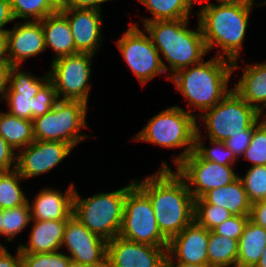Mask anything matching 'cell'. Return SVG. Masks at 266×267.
Here are the masks:
<instances>
[{
    "instance_id": "cell-1",
    "label": "cell",
    "mask_w": 266,
    "mask_h": 267,
    "mask_svg": "<svg viewBox=\"0 0 266 267\" xmlns=\"http://www.w3.org/2000/svg\"><path fill=\"white\" fill-rule=\"evenodd\" d=\"M167 165L135 184L149 197L158 228L170 241L194 220V198L186 181Z\"/></svg>"
},
{
    "instance_id": "cell-2",
    "label": "cell",
    "mask_w": 266,
    "mask_h": 267,
    "mask_svg": "<svg viewBox=\"0 0 266 267\" xmlns=\"http://www.w3.org/2000/svg\"><path fill=\"white\" fill-rule=\"evenodd\" d=\"M232 66V61L226 60L218 52L215 58L207 62L202 60L192 68L179 70L168 78L189 100V105H194L195 110L205 111L213 108L232 90L228 89Z\"/></svg>"
},
{
    "instance_id": "cell-3",
    "label": "cell",
    "mask_w": 266,
    "mask_h": 267,
    "mask_svg": "<svg viewBox=\"0 0 266 267\" xmlns=\"http://www.w3.org/2000/svg\"><path fill=\"white\" fill-rule=\"evenodd\" d=\"M252 6L207 3L197 14L207 50H211L216 45L221 47L227 59L232 61L233 70L238 69L237 59Z\"/></svg>"
},
{
    "instance_id": "cell-4",
    "label": "cell",
    "mask_w": 266,
    "mask_h": 267,
    "mask_svg": "<svg viewBox=\"0 0 266 267\" xmlns=\"http://www.w3.org/2000/svg\"><path fill=\"white\" fill-rule=\"evenodd\" d=\"M189 18L165 21H151L144 24L153 45L169 62V69L175 74L179 70L198 64L208 52L202 31L187 28Z\"/></svg>"
},
{
    "instance_id": "cell-5",
    "label": "cell",
    "mask_w": 266,
    "mask_h": 267,
    "mask_svg": "<svg viewBox=\"0 0 266 267\" xmlns=\"http://www.w3.org/2000/svg\"><path fill=\"white\" fill-rule=\"evenodd\" d=\"M135 184L110 193H100L87 199H81L75 190L73 198V216L97 236L107 242L119 236L127 191Z\"/></svg>"
},
{
    "instance_id": "cell-6",
    "label": "cell",
    "mask_w": 266,
    "mask_h": 267,
    "mask_svg": "<svg viewBox=\"0 0 266 267\" xmlns=\"http://www.w3.org/2000/svg\"><path fill=\"white\" fill-rule=\"evenodd\" d=\"M196 118L191 112L178 106L167 108L152 117L135 139L168 148L186 146L181 155L174 160L177 166L194 150L198 128Z\"/></svg>"
},
{
    "instance_id": "cell-7",
    "label": "cell",
    "mask_w": 266,
    "mask_h": 267,
    "mask_svg": "<svg viewBox=\"0 0 266 267\" xmlns=\"http://www.w3.org/2000/svg\"><path fill=\"white\" fill-rule=\"evenodd\" d=\"M200 116L208 129L209 139L225 142L237 134H253L254 125L262 114L232 89Z\"/></svg>"
},
{
    "instance_id": "cell-8",
    "label": "cell",
    "mask_w": 266,
    "mask_h": 267,
    "mask_svg": "<svg viewBox=\"0 0 266 267\" xmlns=\"http://www.w3.org/2000/svg\"><path fill=\"white\" fill-rule=\"evenodd\" d=\"M87 103L79 100L59 99L46 114L32 120L35 140L59 141L73 148L85 138L79 134L86 127Z\"/></svg>"
},
{
    "instance_id": "cell-9",
    "label": "cell",
    "mask_w": 266,
    "mask_h": 267,
    "mask_svg": "<svg viewBox=\"0 0 266 267\" xmlns=\"http://www.w3.org/2000/svg\"><path fill=\"white\" fill-rule=\"evenodd\" d=\"M119 236L155 247H168L169 245V241L158 228L149 197L136 184L126 194Z\"/></svg>"
},
{
    "instance_id": "cell-10",
    "label": "cell",
    "mask_w": 266,
    "mask_h": 267,
    "mask_svg": "<svg viewBox=\"0 0 266 267\" xmlns=\"http://www.w3.org/2000/svg\"><path fill=\"white\" fill-rule=\"evenodd\" d=\"M117 45L142 85L162 72L168 73L169 69L150 36H146L135 24L128 28L122 38H119Z\"/></svg>"
},
{
    "instance_id": "cell-11",
    "label": "cell",
    "mask_w": 266,
    "mask_h": 267,
    "mask_svg": "<svg viewBox=\"0 0 266 267\" xmlns=\"http://www.w3.org/2000/svg\"><path fill=\"white\" fill-rule=\"evenodd\" d=\"M93 56L90 53H76L58 59L54 58L49 75L58 99L62 94L61 100L88 102L90 86L87 82L90 78Z\"/></svg>"
},
{
    "instance_id": "cell-12",
    "label": "cell",
    "mask_w": 266,
    "mask_h": 267,
    "mask_svg": "<svg viewBox=\"0 0 266 267\" xmlns=\"http://www.w3.org/2000/svg\"><path fill=\"white\" fill-rule=\"evenodd\" d=\"M176 170L188 184L194 200L212 189L232 183L239 177L234 173L232 165H219L204 160L194 150L177 165ZM189 183L195 189L191 190Z\"/></svg>"
},
{
    "instance_id": "cell-13",
    "label": "cell",
    "mask_w": 266,
    "mask_h": 267,
    "mask_svg": "<svg viewBox=\"0 0 266 267\" xmlns=\"http://www.w3.org/2000/svg\"><path fill=\"white\" fill-rule=\"evenodd\" d=\"M63 245L68 247L74 264L98 267L107 261V241L91 232L73 215L67 220Z\"/></svg>"
},
{
    "instance_id": "cell-14",
    "label": "cell",
    "mask_w": 266,
    "mask_h": 267,
    "mask_svg": "<svg viewBox=\"0 0 266 267\" xmlns=\"http://www.w3.org/2000/svg\"><path fill=\"white\" fill-rule=\"evenodd\" d=\"M167 249L116 236L107 242V262L112 267H165Z\"/></svg>"
},
{
    "instance_id": "cell-15",
    "label": "cell",
    "mask_w": 266,
    "mask_h": 267,
    "mask_svg": "<svg viewBox=\"0 0 266 267\" xmlns=\"http://www.w3.org/2000/svg\"><path fill=\"white\" fill-rule=\"evenodd\" d=\"M16 156V170L23 179L51 170L70 154L73 147L59 141L34 140Z\"/></svg>"
},
{
    "instance_id": "cell-16",
    "label": "cell",
    "mask_w": 266,
    "mask_h": 267,
    "mask_svg": "<svg viewBox=\"0 0 266 267\" xmlns=\"http://www.w3.org/2000/svg\"><path fill=\"white\" fill-rule=\"evenodd\" d=\"M208 239L209 230L193 220L169 241L167 262L209 265Z\"/></svg>"
},
{
    "instance_id": "cell-17",
    "label": "cell",
    "mask_w": 266,
    "mask_h": 267,
    "mask_svg": "<svg viewBox=\"0 0 266 267\" xmlns=\"http://www.w3.org/2000/svg\"><path fill=\"white\" fill-rule=\"evenodd\" d=\"M46 76L34 77L25 71H18V66H12L9 75V89L5 97L10 106L9 113L11 115L32 120L33 97L50 79L49 74Z\"/></svg>"
},
{
    "instance_id": "cell-18",
    "label": "cell",
    "mask_w": 266,
    "mask_h": 267,
    "mask_svg": "<svg viewBox=\"0 0 266 267\" xmlns=\"http://www.w3.org/2000/svg\"><path fill=\"white\" fill-rule=\"evenodd\" d=\"M68 20L76 50L93 54L100 46L102 18L97 9L63 8L59 10Z\"/></svg>"
},
{
    "instance_id": "cell-19",
    "label": "cell",
    "mask_w": 266,
    "mask_h": 267,
    "mask_svg": "<svg viewBox=\"0 0 266 267\" xmlns=\"http://www.w3.org/2000/svg\"><path fill=\"white\" fill-rule=\"evenodd\" d=\"M7 38L9 63L12 66H20L28 57L46 50L41 21L17 23L13 30L7 31Z\"/></svg>"
},
{
    "instance_id": "cell-20",
    "label": "cell",
    "mask_w": 266,
    "mask_h": 267,
    "mask_svg": "<svg viewBox=\"0 0 266 267\" xmlns=\"http://www.w3.org/2000/svg\"><path fill=\"white\" fill-rule=\"evenodd\" d=\"M75 188L72 184L65 195L59 190L43 189L30 207L31 220H68L73 215Z\"/></svg>"
},
{
    "instance_id": "cell-21",
    "label": "cell",
    "mask_w": 266,
    "mask_h": 267,
    "mask_svg": "<svg viewBox=\"0 0 266 267\" xmlns=\"http://www.w3.org/2000/svg\"><path fill=\"white\" fill-rule=\"evenodd\" d=\"M34 222L29 244L19 245L21 253H50L62 246L67 220H31Z\"/></svg>"
},
{
    "instance_id": "cell-22",
    "label": "cell",
    "mask_w": 266,
    "mask_h": 267,
    "mask_svg": "<svg viewBox=\"0 0 266 267\" xmlns=\"http://www.w3.org/2000/svg\"><path fill=\"white\" fill-rule=\"evenodd\" d=\"M46 49L50 46L56 52V59L79 53L67 18L60 12L41 20Z\"/></svg>"
},
{
    "instance_id": "cell-23",
    "label": "cell",
    "mask_w": 266,
    "mask_h": 267,
    "mask_svg": "<svg viewBox=\"0 0 266 267\" xmlns=\"http://www.w3.org/2000/svg\"><path fill=\"white\" fill-rule=\"evenodd\" d=\"M201 199L207 204L224 207L233 216L249 215L252 205L240 177L230 184L206 192Z\"/></svg>"
},
{
    "instance_id": "cell-24",
    "label": "cell",
    "mask_w": 266,
    "mask_h": 267,
    "mask_svg": "<svg viewBox=\"0 0 266 267\" xmlns=\"http://www.w3.org/2000/svg\"><path fill=\"white\" fill-rule=\"evenodd\" d=\"M233 90L249 105L263 114V109L266 106V63L246 66L243 76ZM259 103H263V106Z\"/></svg>"
},
{
    "instance_id": "cell-25",
    "label": "cell",
    "mask_w": 266,
    "mask_h": 267,
    "mask_svg": "<svg viewBox=\"0 0 266 267\" xmlns=\"http://www.w3.org/2000/svg\"><path fill=\"white\" fill-rule=\"evenodd\" d=\"M266 247V229L248 220L238 241L237 267H255Z\"/></svg>"
},
{
    "instance_id": "cell-26",
    "label": "cell",
    "mask_w": 266,
    "mask_h": 267,
    "mask_svg": "<svg viewBox=\"0 0 266 267\" xmlns=\"http://www.w3.org/2000/svg\"><path fill=\"white\" fill-rule=\"evenodd\" d=\"M0 135L13 150L25 148L35 140L33 122L13 116L9 112L0 113Z\"/></svg>"
},
{
    "instance_id": "cell-27",
    "label": "cell",
    "mask_w": 266,
    "mask_h": 267,
    "mask_svg": "<svg viewBox=\"0 0 266 267\" xmlns=\"http://www.w3.org/2000/svg\"><path fill=\"white\" fill-rule=\"evenodd\" d=\"M208 261L211 267H237L238 240L209 231Z\"/></svg>"
},
{
    "instance_id": "cell-28",
    "label": "cell",
    "mask_w": 266,
    "mask_h": 267,
    "mask_svg": "<svg viewBox=\"0 0 266 267\" xmlns=\"http://www.w3.org/2000/svg\"><path fill=\"white\" fill-rule=\"evenodd\" d=\"M154 15L143 23L189 18L194 0H138Z\"/></svg>"
},
{
    "instance_id": "cell-29",
    "label": "cell",
    "mask_w": 266,
    "mask_h": 267,
    "mask_svg": "<svg viewBox=\"0 0 266 267\" xmlns=\"http://www.w3.org/2000/svg\"><path fill=\"white\" fill-rule=\"evenodd\" d=\"M23 180L16 169L0 172V208L11 209L24 205L28 199L21 191L19 182Z\"/></svg>"
},
{
    "instance_id": "cell-30",
    "label": "cell",
    "mask_w": 266,
    "mask_h": 267,
    "mask_svg": "<svg viewBox=\"0 0 266 267\" xmlns=\"http://www.w3.org/2000/svg\"><path fill=\"white\" fill-rule=\"evenodd\" d=\"M14 20L32 17V21H41L59 11L50 0H9Z\"/></svg>"
},
{
    "instance_id": "cell-31",
    "label": "cell",
    "mask_w": 266,
    "mask_h": 267,
    "mask_svg": "<svg viewBox=\"0 0 266 267\" xmlns=\"http://www.w3.org/2000/svg\"><path fill=\"white\" fill-rule=\"evenodd\" d=\"M231 216L230 211L224 207L207 204L201 198L194 200V220L209 231Z\"/></svg>"
},
{
    "instance_id": "cell-32",
    "label": "cell",
    "mask_w": 266,
    "mask_h": 267,
    "mask_svg": "<svg viewBox=\"0 0 266 267\" xmlns=\"http://www.w3.org/2000/svg\"><path fill=\"white\" fill-rule=\"evenodd\" d=\"M200 128H197L194 151L204 160L218 163L219 165H232L237 159L234 153L226 147L225 142L211 140V148H205ZM214 147V148H213ZM217 147V148H216ZM222 148V149H221ZM222 150V151H221Z\"/></svg>"
},
{
    "instance_id": "cell-33",
    "label": "cell",
    "mask_w": 266,
    "mask_h": 267,
    "mask_svg": "<svg viewBox=\"0 0 266 267\" xmlns=\"http://www.w3.org/2000/svg\"><path fill=\"white\" fill-rule=\"evenodd\" d=\"M29 200L21 206L11 209H3V235L9 236L7 241H11L19 232H21L31 221Z\"/></svg>"
},
{
    "instance_id": "cell-34",
    "label": "cell",
    "mask_w": 266,
    "mask_h": 267,
    "mask_svg": "<svg viewBox=\"0 0 266 267\" xmlns=\"http://www.w3.org/2000/svg\"><path fill=\"white\" fill-rule=\"evenodd\" d=\"M240 179L251 204L266 200V165L252 166Z\"/></svg>"
},
{
    "instance_id": "cell-35",
    "label": "cell",
    "mask_w": 266,
    "mask_h": 267,
    "mask_svg": "<svg viewBox=\"0 0 266 267\" xmlns=\"http://www.w3.org/2000/svg\"><path fill=\"white\" fill-rule=\"evenodd\" d=\"M243 156L253 163L252 166L266 165V116L254 125L251 142Z\"/></svg>"
},
{
    "instance_id": "cell-36",
    "label": "cell",
    "mask_w": 266,
    "mask_h": 267,
    "mask_svg": "<svg viewBox=\"0 0 266 267\" xmlns=\"http://www.w3.org/2000/svg\"><path fill=\"white\" fill-rule=\"evenodd\" d=\"M22 267H70L72 260L61 252L21 253Z\"/></svg>"
},
{
    "instance_id": "cell-37",
    "label": "cell",
    "mask_w": 266,
    "mask_h": 267,
    "mask_svg": "<svg viewBox=\"0 0 266 267\" xmlns=\"http://www.w3.org/2000/svg\"><path fill=\"white\" fill-rule=\"evenodd\" d=\"M58 100L54 84L49 79L33 97L32 120L49 112Z\"/></svg>"
},
{
    "instance_id": "cell-38",
    "label": "cell",
    "mask_w": 266,
    "mask_h": 267,
    "mask_svg": "<svg viewBox=\"0 0 266 267\" xmlns=\"http://www.w3.org/2000/svg\"><path fill=\"white\" fill-rule=\"evenodd\" d=\"M248 220L249 215H232L229 219L214 227L211 231L215 234L226 236L239 241Z\"/></svg>"
},
{
    "instance_id": "cell-39",
    "label": "cell",
    "mask_w": 266,
    "mask_h": 267,
    "mask_svg": "<svg viewBox=\"0 0 266 267\" xmlns=\"http://www.w3.org/2000/svg\"><path fill=\"white\" fill-rule=\"evenodd\" d=\"M12 147L0 135V172L16 169V154ZM12 162L14 165H12ZM13 166V167H12ZM13 168V169H11Z\"/></svg>"
},
{
    "instance_id": "cell-40",
    "label": "cell",
    "mask_w": 266,
    "mask_h": 267,
    "mask_svg": "<svg viewBox=\"0 0 266 267\" xmlns=\"http://www.w3.org/2000/svg\"><path fill=\"white\" fill-rule=\"evenodd\" d=\"M252 134H237L225 141L226 147L229 148L236 158L239 154L243 155L251 142Z\"/></svg>"
},
{
    "instance_id": "cell-41",
    "label": "cell",
    "mask_w": 266,
    "mask_h": 267,
    "mask_svg": "<svg viewBox=\"0 0 266 267\" xmlns=\"http://www.w3.org/2000/svg\"><path fill=\"white\" fill-rule=\"evenodd\" d=\"M249 220L266 229V200L251 205Z\"/></svg>"
},
{
    "instance_id": "cell-42",
    "label": "cell",
    "mask_w": 266,
    "mask_h": 267,
    "mask_svg": "<svg viewBox=\"0 0 266 267\" xmlns=\"http://www.w3.org/2000/svg\"><path fill=\"white\" fill-rule=\"evenodd\" d=\"M17 251L14 257L7 251L6 246L0 244V267H22L20 248Z\"/></svg>"
},
{
    "instance_id": "cell-43",
    "label": "cell",
    "mask_w": 266,
    "mask_h": 267,
    "mask_svg": "<svg viewBox=\"0 0 266 267\" xmlns=\"http://www.w3.org/2000/svg\"><path fill=\"white\" fill-rule=\"evenodd\" d=\"M109 0H68L64 8L78 9H97L100 10V4Z\"/></svg>"
},
{
    "instance_id": "cell-44",
    "label": "cell",
    "mask_w": 266,
    "mask_h": 267,
    "mask_svg": "<svg viewBox=\"0 0 266 267\" xmlns=\"http://www.w3.org/2000/svg\"><path fill=\"white\" fill-rule=\"evenodd\" d=\"M12 65L9 62H0V94L2 98L5 99L6 93L8 91L7 85H9V75Z\"/></svg>"
},
{
    "instance_id": "cell-45",
    "label": "cell",
    "mask_w": 266,
    "mask_h": 267,
    "mask_svg": "<svg viewBox=\"0 0 266 267\" xmlns=\"http://www.w3.org/2000/svg\"><path fill=\"white\" fill-rule=\"evenodd\" d=\"M13 20L9 0H0V32H7L3 26Z\"/></svg>"
},
{
    "instance_id": "cell-46",
    "label": "cell",
    "mask_w": 266,
    "mask_h": 267,
    "mask_svg": "<svg viewBox=\"0 0 266 267\" xmlns=\"http://www.w3.org/2000/svg\"><path fill=\"white\" fill-rule=\"evenodd\" d=\"M7 32H0V62H9ZM7 56H6V55Z\"/></svg>"
},
{
    "instance_id": "cell-47",
    "label": "cell",
    "mask_w": 266,
    "mask_h": 267,
    "mask_svg": "<svg viewBox=\"0 0 266 267\" xmlns=\"http://www.w3.org/2000/svg\"><path fill=\"white\" fill-rule=\"evenodd\" d=\"M254 0H218L219 4L225 5H253Z\"/></svg>"
},
{
    "instance_id": "cell-48",
    "label": "cell",
    "mask_w": 266,
    "mask_h": 267,
    "mask_svg": "<svg viewBox=\"0 0 266 267\" xmlns=\"http://www.w3.org/2000/svg\"><path fill=\"white\" fill-rule=\"evenodd\" d=\"M175 262H167L168 267H211L209 265L202 264H188V263H175Z\"/></svg>"
},
{
    "instance_id": "cell-49",
    "label": "cell",
    "mask_w": 266,
    "mask_h": 267,
    "mask_svg": "<svg viewBox=\"0 0 266 267\" xmlns=\"http://www.w3.org/2000/svg\"><path fill=\"white\" fill-rule=\"evenodd\" d=\"M50 1L58 10L63 9L68 2V0H50Z\"/></svg>"
},
{
    "instance_id": "cell-50",
    "label": "cell",
    "mask_w": 266,
    "mask_h": 267,
    "mask_svg": "<svg viewBox=\"0 0 266 267\" xmlns=\"http://www.w3.org/2000/svg\"><path fill=\"white\" fill-rule=\"evenodd\" d=\"M255 267H266V247L262 251L261 257Z\"/></svg>"
},
{
    "instance_id": "cell-51",
    "label": "cell",
    "mask_w": 266,
    "mask_h": 267,
    "mask_svg": "<svg viewBox=\"0 0 266 267\" xmlns=\"http://www.w3.org/2000/svg\"><path fill=\"white\" fill-rule=\"evenodd\" d=\"M2 218H3V209L0 208V235H3Z\"/></svg>"
},
{
    "instance_id": "cell-52",
    "label": "cell",
    "mask_w": 266,
    "mask_h": 267,
    "mask_svg": "<svg viewBox=\"0 0 266 267\" xmlns=\"http://www.w3.org/2000/svg\"><path fill=\"white\" fill-rule=\"evenodd\" d=\"M98 267H112V266L106 261L103 265Z\"/></svg>"
},
{
    "instance_id": "cell-53",
    "label": "cell",
    "mask_w": 266,
    "mask_h": 267,
    "mask_svg": "<svg viewBox=\"0 0 266 267\" xmlns=\"http://www.w3.org/2000/svg\"><path fill=\"white\" fill-rule=\"evenodd\" d=\"M70 267H87V266H83V265H78V264L72 263V265Z\"/></svg>"
}]
</instances>
